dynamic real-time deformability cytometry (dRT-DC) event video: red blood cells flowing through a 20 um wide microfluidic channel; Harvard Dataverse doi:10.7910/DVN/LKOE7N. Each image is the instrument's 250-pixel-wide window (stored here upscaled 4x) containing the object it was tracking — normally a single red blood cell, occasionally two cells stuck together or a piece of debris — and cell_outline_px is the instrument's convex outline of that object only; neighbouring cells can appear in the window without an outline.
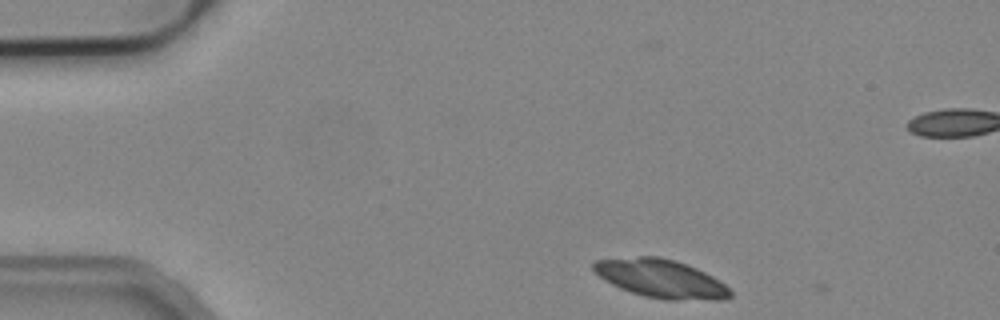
{"species": "common noctule bat (a hibernating species)", "species_latin": "Nyctalus noctula", "temperature_condition": "cold", "stored_images_in_passage": 5, "camera_frame_rate_fps": 3000, "um_per_image_px": 0.085, "animal": {"sex": "male", "body_mass_g": 19.2, "forearm_length_mm": 51.8}, "frame": {"image": 1, "passage_image": 3, "time_ms": 0.667, "image_size_px": [1000, 320], "cell_outline_px": [[732, 296], [724, 300], [664, 300], [644, 296], [620, 288], [604, 280], [592, 268], [592, 264], [596, 260], [636, 256], [660, 256], [676, 260], [696, 268], [712, 276], [724, 284], [732, 292]], "centroid_in_image_um": [56.19, 23.68], "position_along_channel_um": 28.8, "area_um2": 30.69}}